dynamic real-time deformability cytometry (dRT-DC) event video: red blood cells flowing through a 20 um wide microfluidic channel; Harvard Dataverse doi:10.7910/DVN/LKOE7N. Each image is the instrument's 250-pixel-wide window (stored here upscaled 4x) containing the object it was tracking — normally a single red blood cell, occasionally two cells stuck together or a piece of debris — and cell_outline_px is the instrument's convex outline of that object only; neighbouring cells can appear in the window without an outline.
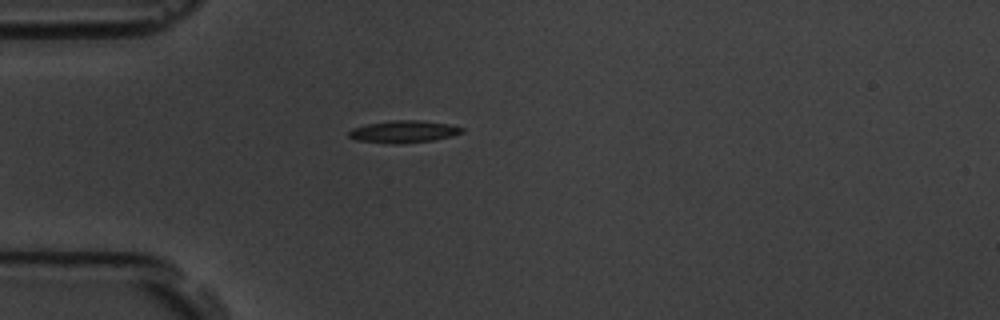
{"species": "common noctule bat (a hibernating species)", "species_latin": "Nyctalus noctula", "temperature_condition": "room temperature", "stored_images_in_passage": 6, "camera_frame_rate_fps": 3000, "um_per_image_px": 0.085, "animal": {"sex": "male", "body_mass_g": 19.5, "forearm_length_mm": 54.6}, "frame": {"image": 1, "passage_image": 6, "time_ms": 6.333, "image_size_px": [1000, 320], "cell_outline_px": [[464, 132], [452, 136], [432, 140], [400, 144], [392, 144], [356, 140], [348, 136], [348, 132], [352, 128], [368, 124], [392, 120], [420, 120], [448, 124], [464, 128]], "centroid_in_image_um": [34.3, 11.19], "position_along_channel_um": 50.7, "area_um2": 14.62}}